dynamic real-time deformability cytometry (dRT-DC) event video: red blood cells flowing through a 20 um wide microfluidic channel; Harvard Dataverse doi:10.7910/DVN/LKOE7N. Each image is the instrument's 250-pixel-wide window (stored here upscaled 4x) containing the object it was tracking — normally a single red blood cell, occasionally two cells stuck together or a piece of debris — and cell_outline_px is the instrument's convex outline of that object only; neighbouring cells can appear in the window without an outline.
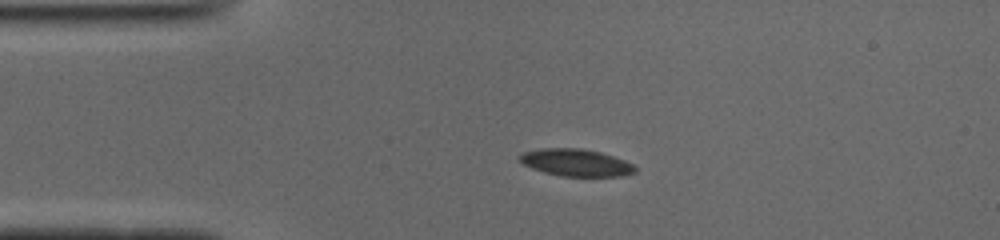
{"species": "common noctule bat (a hibernating species)", "species_latin": "Nyctalus noctula", "temperature_condition": "cold", "stored_images_in_passage": 38, "camera_frame_rate_fps": 3000, "um_per_image_px": 0.085, "animal": {"sex": "male", "body_mass_g": 19.0, "forearm_length_mm": 50.8}, "frame": {"image": 1, "passage_image": 1, "time_ms": 0.0, "image_size_px": [1000, 240], "cell_outline_px": [[636, 172], [620, 176], [560, 176], [544, 172], [524, 164], [520, 160], [520, 156], [524, 152], [544, 148], [576, 148], [600, 152], [624, 160], [632, 164], [636, 168]], "centroid_in_image_um": [48.98, 13.83], "position_along_channel_um": 36.0, "area_um2": 17.92}}
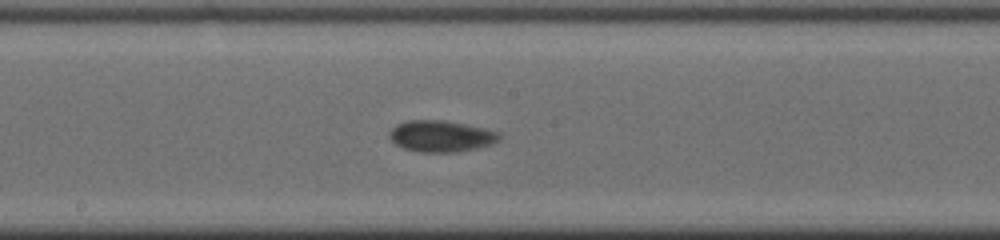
{"frame": {"image": 2, "passage_image": 17, "time_ms": 5.333, "image_size_px": [1000, 240], "cell_outline_px": [[500, 136], [496, 140], [488, 144], [476, 148], [456, 152], [420, 152], [404, 148], [396, 144], [392, 140], [392, 128], [396, 124], [408, 120], [444, 120], [464, 124], [496, 132]], "centroid_in_image_um": [37.43, 11.57], "position_along_channel_um": 210.8, "area_um2": 19.42}}
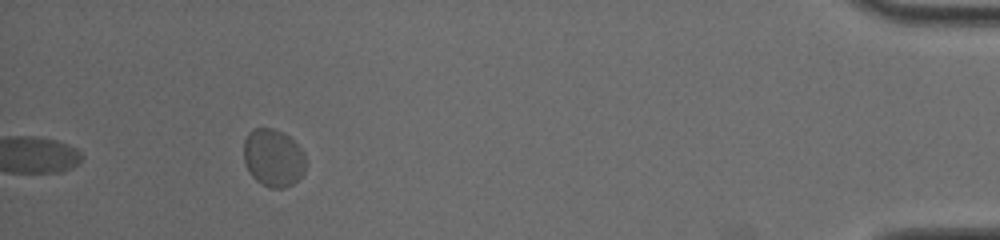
{"frame": {"image": 3, "passage_image": 38, "time_ms": 12.333, "image_size_px": [1000, 240], "cell_outline_px": [[304, 172], [292, 184], [284, 188], [268, 188], [256, 180], [252, 176], [244, 160], [244, 140], [248, 132], [256, 128], [272, 128], [288, 136], [304, 152]], "centroid_in_image_um": [23.21, 13.42], "position_along_channel_um": 412.0, "area_um2": 20.58}, "authors_computed_cell_mechanics": {"area_um2": 19.4208, "velocity_mm_per_s": 3.8187, "shape_relaxation_time_tau1_ms": 3.2777, "shape_relaxation_time_tau2_ms": 1.9383, "deformation_change_tau1": 0.0918, "deformation_change_tau2": 0.0487}}